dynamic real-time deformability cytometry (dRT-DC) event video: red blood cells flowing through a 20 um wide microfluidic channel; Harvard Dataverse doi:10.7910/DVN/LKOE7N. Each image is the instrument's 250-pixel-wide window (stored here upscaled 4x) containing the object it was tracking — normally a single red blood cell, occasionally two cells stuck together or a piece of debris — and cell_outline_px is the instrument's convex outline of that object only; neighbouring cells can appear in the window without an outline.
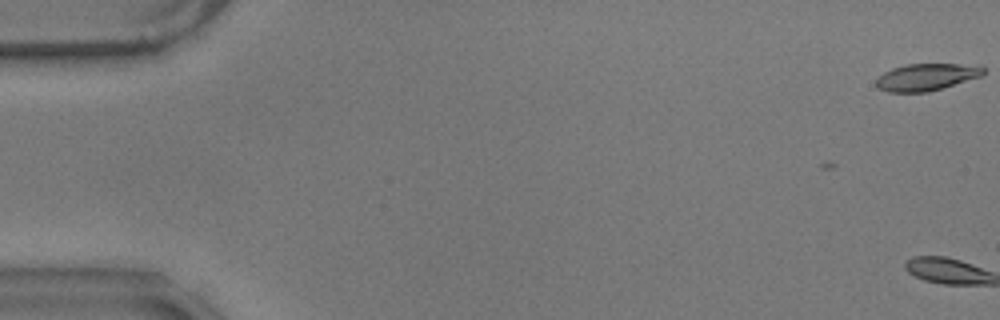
{"species": "common noctule bat (a hibernating species)", "species_latin": "Nyctalus noctula", "temperature_condition": "warm", "stored_images_in_passage": 2, "camera_frame_rate_fps": 3000, "um_per_image_px": 0.085, "animal": {"sex": "male", "body_mass_g": 17.9}, "frame": {"image": 1, "passage_image": 1, "time_ms": 0.0, "image_size_px": [1000, 320], "cell_outline_px": [[984, 72], [980, 76], [928, 92], [888, 92], [880, 88], [876, 84], [876, 80], [884, 72], [892, 68], [904, 64], [960, 64], [984, 68]], "centroid_in_image_um": [78.68, 6.55], "position_along_channel_um": 6.3, "area_um2": 16.47}}